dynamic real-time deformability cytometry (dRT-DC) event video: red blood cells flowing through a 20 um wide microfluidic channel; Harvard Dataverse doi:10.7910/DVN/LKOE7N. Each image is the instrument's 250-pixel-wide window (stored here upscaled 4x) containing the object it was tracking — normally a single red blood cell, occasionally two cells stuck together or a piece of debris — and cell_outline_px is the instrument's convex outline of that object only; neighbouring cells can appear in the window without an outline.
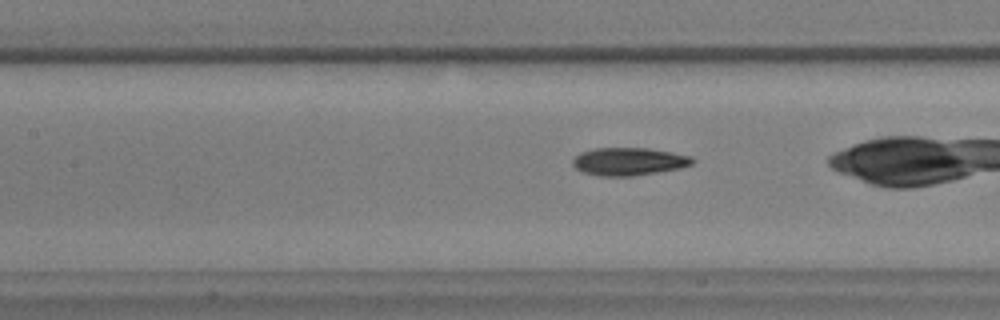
{"species": "common noctule bat (a hibernating species)", "species_latin": "Nyctalus noctula", "temperature_condition": "warm", "stored_images_in_passage": 24, "camera_frame_rate_fps": 3000, "um_per_image_px": 0.085, "animal": {"sex": "male", "body_mass_g": 17.9, "forearm_length_mm": 54.2}, "frame": {"image": 1, "passage_image": 21, "time_ms": 6.667, "image_size_px": [1000, 320], "cell_outline_px": [[696, 160], [692, 164], [680, 168], [632, 176], [600, 176], [584, 172], [576, 168], [572, 164], [572, 160], [580, 152], [592, 148], [648, 148], [672, 152], [692, 156]], "centroid_in_image_um": [53.46, 13.72], "position_along_channel_um": 153.9, "area_um2": 19.42}}